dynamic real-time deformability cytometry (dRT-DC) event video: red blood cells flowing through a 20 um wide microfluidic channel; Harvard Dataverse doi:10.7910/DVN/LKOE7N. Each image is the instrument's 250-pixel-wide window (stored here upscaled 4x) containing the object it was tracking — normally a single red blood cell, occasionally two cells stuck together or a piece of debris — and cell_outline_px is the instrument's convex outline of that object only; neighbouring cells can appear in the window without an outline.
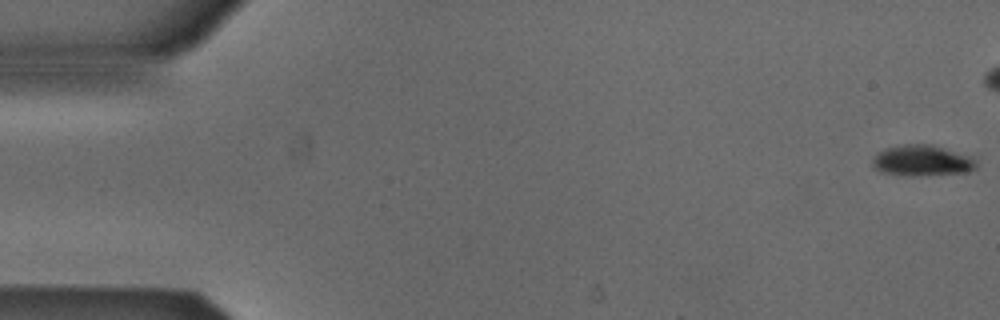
{"species": "Egyptian fruit bat (a non-hibernating species)", "species_latin": "Rousettus aegyptiacus", "temperature_condition": "cold", "stored_images_in_passage": 8, "camera_frame_rate_fps": 3000, "um_per_image_px": 0.085, "animal": {"sex": "male"}, "frame": {"image": 1, "passage_image": 1, "time_ms": 0.0, "image_size_px": [1000, 320], "cell_outline_px": [[976, 168], [968, 172], [912, 176], [908, 176], [880, 172], [872, 164], [872, 156], [888, 148], [904, 144], [928, 144], [976, 160]], "centroid_in_image_um": [78.3, 13.68], "position_along_channel_um": 6.7, "area_um2": 18.09}}